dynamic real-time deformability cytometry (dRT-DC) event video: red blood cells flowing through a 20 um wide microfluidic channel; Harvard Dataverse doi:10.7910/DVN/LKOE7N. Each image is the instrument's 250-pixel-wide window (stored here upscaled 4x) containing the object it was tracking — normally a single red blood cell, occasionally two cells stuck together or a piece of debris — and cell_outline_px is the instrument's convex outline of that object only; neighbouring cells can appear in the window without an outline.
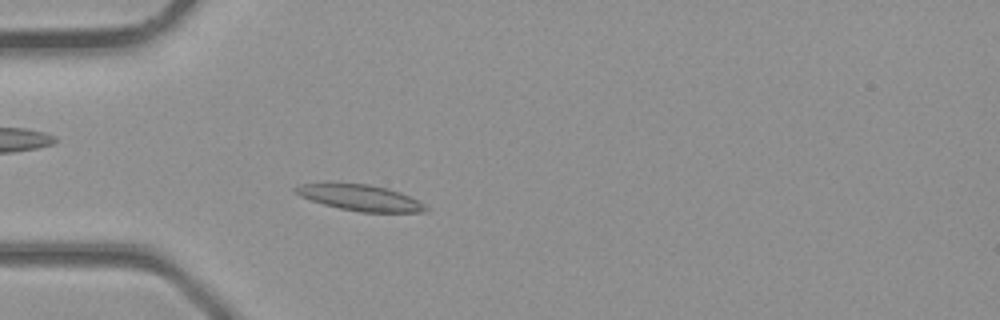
{"species": "common noctule bat (a hibernating species)", "species_latin": "Nyctalus noctula", "temperature_condition": "room temperature", "stored_images_in_passage": 28, "camera_frame_rate_fps": 3000, "um_per_image_px": 0.085, "animal": {"sex": "male", "body_mass_g": 23.1, "forearm_length_mm": 52.7}, "frame": {"image": 1, "passage_image": 1, "time_ms": 0.0, "image_size_px": [1000, 320], "cell_outline_px": [[428, 212], [360, 212], [340, 208], [324, 204], [300, 196], [292, 192], [292, 188], [300, 184], [324, 180], [368, 184], [388, 188], [400, 192], [424, 204], [428, 208]], "centroid_in_image_um": [30.5, 16.75], "position_along_channel_um": 54.5, "area_um2": 20.4}}
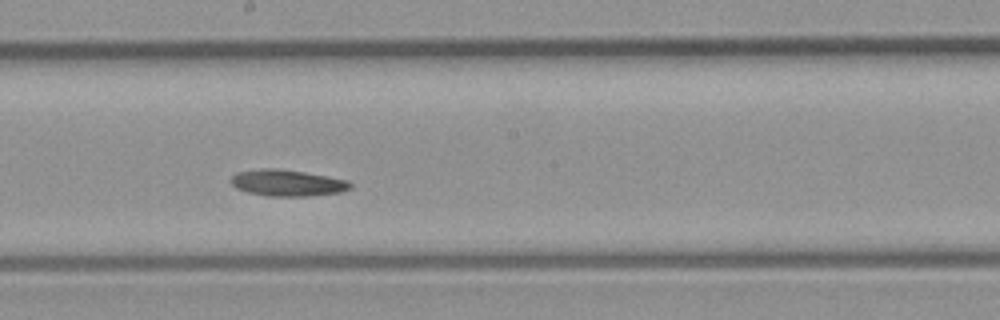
{"frame": {"image": 2, "passage_image": 11, "time_ms": 3.333, "image_size_px": [1000, 320], "cell_outline_px": [[352, 188], [340, 192], [308, 196], [268, 196], [248, 192], [236, 188], [232, 184], [232, 176], [236, 172], [260, 168], [276, 168], [304, 172], [348, 180], [352, 184]], "centroid_in_image_um": [24.42, 15.54], "position_along_channel_um": 223.8, "area_um2": 18.32}}
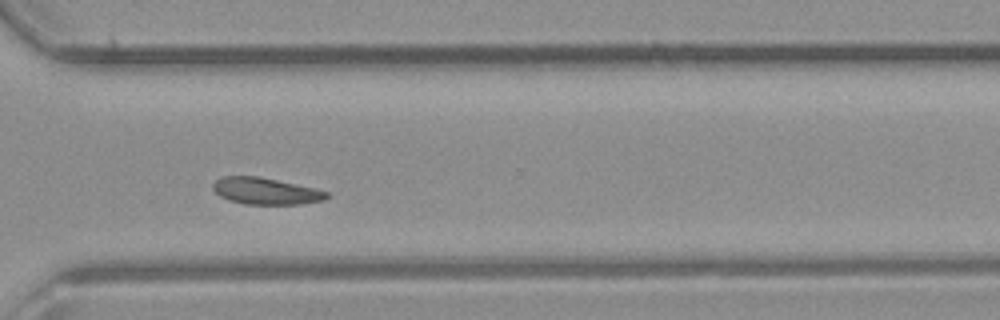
{"frame": {"image": 3, "passage_image": 18, "time_ms": 5.667, "image_size_px": [1000, 320], "cell_outline_px": [[328, 196], [324, 200], [300, 204], [244, 204], [228, 200], [220, 196], [212, 188], [212, 184], [220, 176], [260, 176], [316, 188], [328, 192]], "centroid_in_image_um": [22.57, 16.23], "position_along_channel_um": 348.0, "area_um2": 17.8}}